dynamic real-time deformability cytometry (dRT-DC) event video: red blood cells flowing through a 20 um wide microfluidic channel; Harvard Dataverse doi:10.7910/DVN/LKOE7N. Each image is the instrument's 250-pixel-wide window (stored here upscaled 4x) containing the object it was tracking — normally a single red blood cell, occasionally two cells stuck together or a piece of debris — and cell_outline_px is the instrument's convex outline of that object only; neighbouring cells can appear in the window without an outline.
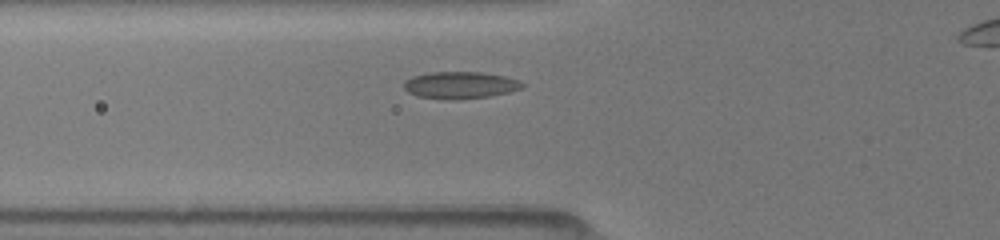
{"species": "common noctule bat (a hibernating species)", "species_latin": "Nyctalus noctula", "temperature_condition": "room temperature", "stored_images_in_passage": 27, "camera_frame_rate_fps": 3000, "um_per_image_px": 0.085, "animal": {"sex": "female", "body_mass_g": 19.5, "forearm_length_mm": 54.1}, "frame": {"image": 1, "passage_image": 4, "time_ms": 1.333, "image_size_px": [1000, 240], "cell_outline_px": [[524, 88], [508, 92], [488, 96], [452, 100], [444, 100], [420, 96], [408, 92], [404, 88], [404, 80], [412, 76], [428, 72], [480, 72], [504, 76], [520, 80], [524, 84]], "centroid_in_image_um": [39.11, 7.23], "position_along_channel_um": 86.7, "area_um2": 18.67}}
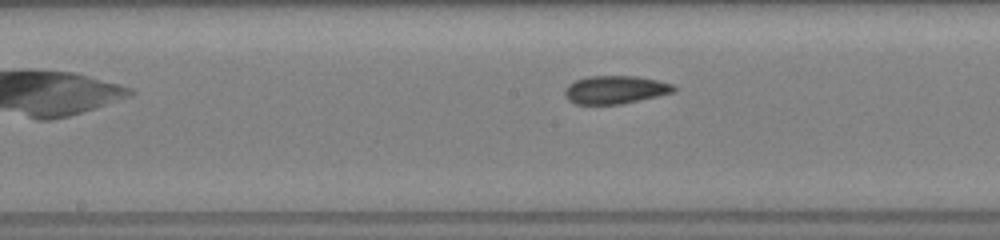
{"frame": {"image": 2, "passage_image": 11, "time_ms": 4.0, "image_size_px": [1000, 240], "cell_outline_px": [[676, 88], [672, 92], [656, 96], [620, 104], [576, 104], [568, 100], [564, 96], [564, 88], [568, 84], [576, 80], [588, 76], [636, 76], [656, 80], [672, 84]], "centroid_in_image_um": [52.22, 7.62], "position_along_channel_um": 196.0, "area_um2": 17.69}}
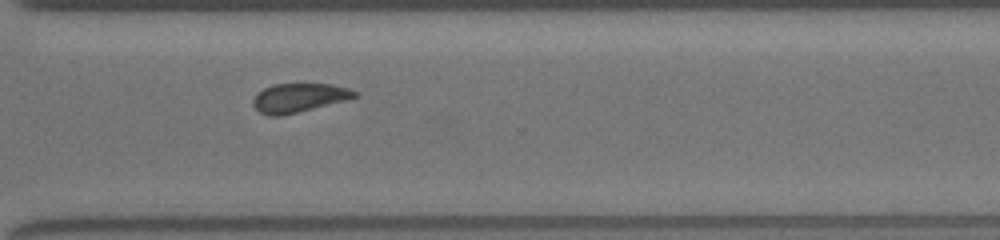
{"frame": {"image": 3, "passage_image": 20, "time_ms": 7.667, "image_size_px": [1000, 240], "cell_outline_px": [[360, 96], [352, 100], [280, 116], [268, 116], [260, 112], [252, 104], [252, 100], [256, 92], [272, 84], [332, 84], [348, 88], [360, 92]], "centroid_in_image_um": [25.48, 8.31], "position_along_channel_um": 345.1, "area_um2": 17.63}}